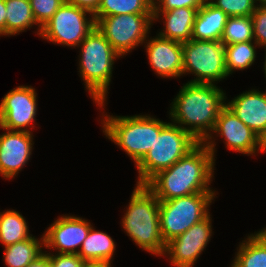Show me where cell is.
Instances as JSON below:
<instances>
[{
    "mask_svg": "<svg viewBox=\"0 0 266 267\" xmlns=\"http://www.w3.org/2000/svg\"><path fill=\"white\" fill-rule=\"evenodd\" d=\"M225 95L215 84L187 82L170 104L172 123L190 133L198 142H203L214 161L216 143L212 131L221 109L226 105Z\"/></svg>",
    "mask_w": 266,
    "mask_h": 267,
    "instance_id": "cell-1",
    "label": "cell"
},
{
    "mask_svg": "<svg viewBox=\"0 0 266 267\" xmlns=\"http://www.w3.org/2000/svg\"><path fill=\"white\" fill-rule=\"evenodd\" d=\"M215 161L203 142L168 169L154 175L145 186L158 198L166 201L195 193H215L211 189Z\"/></svg>",
    "mask_w": 266,
    "mask_h": 267,
    "instance_id": "cell-2",
    "label": "cell"
},
{
    "mask_svg": "<svg viewBox=\"0 0 266 267\" xmlns=\"http://www.w3.org/2000/svg\"><path fill=\"white\" fill-rule=\"evenodd\" d=\"M127 206L121 221L125 233L139 248L163 256L166 244L160 232L158 198L145 185L136 184Z\"/></svg>",
    "mask_w": 266,
    "mask_h": 267,
    "instance_id": "cell-3",
    "label": "cell"
},
{
    "mask_svg": "<svg viewBox=\"0 0 266 267\" xmlns=\"http://www.w3.org/2000/svg\"><path fill=\"white\" fill-rule=\"evenodd\" d=\"M79 73L92 100L105 106L115 60L121 56L95 26L78 46Z\"/></svg>",
    "mask_w": 266,
    "mask_h": 267,
    "instance_id": "cell-4",
    "label": "cell"
},
{
    "mask_svg": "<svg viewBox=\"0 0 266 267\" xmlns=\"http://www.w3.org/2000/svg\"><path fill=\"white\" fill-rule=\"evenodd\" d=\"M104 135L137 165L150 151L161 130L168 124L148 115L110 116L102 113Z\"/></svg>",
    "mask_w": 266,
    "mask_h": 267,
    "instance_id": "cell-5",
    "label": "cell"
},
{
    "mask_svg": "<svg viewBox=\"0 0 266 267\" xmlns=\"http://www.w3.org/2000/svg\"><path fill=\"white\" fill-rule=\"evenodd\" d=\"M157 138L150 151L136 165L138 185H145L154 175L171 167L199 143L190 133L172 122H168Z\"/></svg>",
    "mask_w": 266,
    "mask_h": 267,
    "instance_id": "cell-6",
    "label": "cell"
},
{
    "mask_svg": "<svg viewBox=\"0 0 266 267\" xmlns=\"http://www.w3.org/2000/svg\"><path fill=\"white\" fill-rule=\"evenodd\" d=\"M216 193H195L160 201L159 224L166 244L205 219Z\"/></svg>",
    "mask_w": 266,
    "mask_h": 267,
    "instance_id": "cell-7",
    "label": "cell"
},
{
    "mask_svg": "<svg viewBox=\"0 0 266 267\" xmlns=\"http://www.w3.org/2000/svg\"><path fill=\"white\" fill-rule=\"evenodd\" d=\"M182 49L183 74L196 76L188 83L216 85L228 77L225 45L221 41L191 39L182 43Z\"/></svg>",
    "mask_w": 266,
    "mask_h": 267,
    "instance_id": "cell-8",
    "label": "cell"
},
{
    "mask_svg": "<svg viewBox=\"0 0 266 267\" xmlns=\"http://www.w3.org/2000/svg\"><path fill=\"white\" fill-rule=\"evenodd\" d=\"M94 20L98 30L123 57L139 45H144L153 25V14H119Z\"/></svg>",
    "mask_w": 266,
    "mask_h": 267,
    "instance_id": "cell-9",
    "label": "cell"
},
{
    "mask_svg": "<svg viewBox=\"0 0 266 267\" xmlns=\"http://www.w3.org/2000/svg\"><path fill=\"white\" fill-rule=\"evenodd\" d=\"M95 26L94 16L90 12L65 1L41 27L40 37L54 44L75 48Z\"/></svg>",
    "mask_w": 266,
    "mask_h": 267,
    "instance_id": "cell-10",
    "label": "cell"
},
{
    "mask_svg": "<svg viewBox=\"0 0 266 267\" xmlns=\"http://www.w3.org/2000/svg\"><path fill=\"white\" fill-rule=\"evenodd\" d=\"M36 99L37 93L31 86L21 85L10 90L0 103L1 130L31 132L29 127H35L32 125L37 115Z\"/></svg>",
    "mask_w": 266,
    "mask_h": 267,
    "instance_id": "cell-11",
    "label": "cell"
},
{
    "mask_svg": "<svg viewBox=\"0 0 266 267\" xmlns=\"http://www.w3.org/2000/svg\"><path fill=\"white\" fill-rule=\"evenodd\" d=\"M212 233V218L209 214L186 232L167 242L163 255L169 256L172 266L193 267L210 241Z\"/></svg>",
    "mask_w": 266,
    "mask_h": 267,
    "instance_id": "cell-12",
    "label": "cell"
},
{
    "mask_svg": "<svg viewBox=\"0 0 266 267\" xmlns=\"http://www.w3.org/2000/svg\"><path fill=\"white\" fill-rule=\"evenodd\" d=\"M92 224L74 215L58 217L43 233L44 248L59 254H78Z\"/></svg>",
    "mask_w": 266,
    "mask_h": 267,
    "instance_id": "cell-13",
    "label": "cell"
},
{
    "mask_svg": "<svg viewBox=\"0 0 266 267\" xmlns=\"http://www.w3.org/2000/svg\"><path fill=\"white\" fill-rule=\"evenodd\" d=\"M212 132L224 138L228 150L248 156L262 152V140L227 105L221 109Z\"/></svg>",
    "mask_w": 266,
    "mask_h": 267,
    "instance_id": "cell-14",
    "label": "cell"
},
{
    "mask_svg": "<svg viewBox=\"0 0 266 267\" xmlns=\"http://www.w3.org/2000/svg\"><path fill=\"white\" fill-rule=\"evenodd\" d=\"M33 134L10 131L0 134V175L12 179L27 164L32 155Z\"/></svg>",
    "mask_w": 266,
    "mask_h": 267,
    "instance_id": "cell-15",
    "label": "cell"
},
{
    "mask_svg": "<svg viewBox=\"0 0 266 267\" xmlns=\"http://www.w3.org/2000/svg\"><path fill=\"white\" fill-rule=\"evenodd\" d=\"M149 64L161 78H178L183 75L182 43L159 35L145 40Z\"/></svg>",
    "mask_w": 266,
    "mask_h": 267,
    "instance_id": "cell-16",
    "label": "cell"
},
{
    "mask_svg": "<svg viewBox=\"0 0 266 267\" xmlns=\"http://www.w3.org/2000/svg\"><path fill=\"white\" fill-rule=\"evenodd\" d=\"M227 102L236 117L261 140L266 137V96L263 91L251 89Z\"/></svg>",
    "mask_w": 266,
    "mask_h": 267,
    "instance_id": "cell-17",
    "label": "cell"
},
{
    "mask_svg": "<svg viewBox=\"0 0 266 267\" xmlns=\"http://www.w3.org/2000/svg\"><path fill=\"white\" fill-rule=\"evenodd\" d=\"M197 12V8L188 7L168 11H153V22L158 21L161 16V19L165 20L163 21L165 23L163 30L157 35L181 43L190 41Z\"/></svg>",
    "mask_w": 266,
    "mask_h": 267,
    "instance_id": "cell-18",
    "label": "cell"
},
{
    "mask_svg": "<svg viewBox=\"0 0 266 267\" xmlns=\"http://www.w3.org/2000/svg\"><path fill=\"white\" fill-rule=\"evenodd\" d=\"M227 18L228 15L223 10L206 1L198 9L191 39L220 41Z\"/></svg>",
    "mask_w": 266,
    "mask_h": 267,
    "instance_id": "cell-19",
    "label": "cell"
},
{
    "mask_svg": "<svg viewBox=\"0 0 266 267\" xmlns=\"http://www.w3.org/2000/svg\"><path fill=\"white\" fill-rule=\"evenodd\" d=\"M116 250L115 241L106 232L97 231L92 226L83 241L78 255L84 261H97L112 263Z\"/></svg>",
    "mask_w": 266,
    "mask_h": 267,
    "instance_id": "cell-20",
    "label": "cell"
},
{
    "mask_svg": "<svg viewBox=\"0 0 266 267\" xmlns=\"http://www.w3.org/2000/svg\"><path fill=\"white\" fill-rule=\"evenodd\" d=\"M5 5V36L18 35L34 25L38 26L37 35L40 36L41 27L33 16L30 0H5Z\"/></svg>",
    "mask_w": 266,
    "mask_h": 267,
    "instance_id": "cell-21",
    "label": "cell"
},
{
    "mask_svg": "<svg viewBox=\"0 0 266 267\" xmlns=\"http://www.w3.org/2000/svg\"><path fill=\"white\" fill-rule=\"evenodd\" d=\"M35 236L4 247V263L7 267H26L44 251V235Z\"/></svg>",
    "mask_w": 266,
    "mask_h": 267,
    "instance_id": "cell-22",
    "label": "cell"
},
{
    "mask_svg": "<svg viewBox=\"0 0 266 267\" xmlns=\"http://www.w3.org/2000/svg\"><path fill=\"white\" fill-rule=\"evenodd\" d=\"M239 244L231 267H266V241L252 233Z\"/></svg>",
    "mask_w": 266,
    "mask_h": 267,
    "instance_id": "cell-23",
    "label": "cell"
},
{
    "mask_svg": "<svg viewBox=\"0 0 266 267\" xmlns=\"http://www.w3.org/2000/svg\"><path fill=\"white\" fill-rule=\"evenodd\" d=\"M28 224L18 211L5 210L0 212V242L8 246L32 237Z\"/></svg>",
    "mask_w": 266,
    "mask_h": 267,
    "instance_id": "cell-24",
    "label": "cell"
},
{
    "mask_svg": "<svg viewBox=\"0 0 266 267\" xmlns=\"http://www.w3.org/2000/svg\"><path fill=\"white\" fill-rule=\"evenodd\" d=\"M119 14H153V0H101L94 18Z\"/></svg>",
    "mask_w": 266,
    "mask_h": 267,
    "instance_id": "cell-25",
    "label": "cell"
},
{
    "mask_svg": "<svg viewBox=\"0 0 266 267\" xmlns=\"http://www.w3.org/2000/svg\"><path fill=\"white\" fill-rule=\"evenodd\" d=\"M255 41L239 42L225 45L226 70L228 76L236 70L248 69L255 62Z\"/></svg>",
    "mask_w": 266,
    "mask_h": 267,
    "instance_id": "cell-26",
    "label": "cell"
},
{
    "mask_svg": "<svg viewBox=\"0 0 266 267\" xmlns=\"http://www.w3.org/2000/svg\"><path fill=\"white\" fill-rule=\"evenodd\" d=\"M220 41L224 45L254 41L252 17H228Z\"/></svg>",
    "mask_w": 266,
    "mask_h": 267,
    "instance_id": "cell-27",
    "label": "cell"
},
{
    "mask_svg": "<svg viewBox=\"0 0 266 267\" xmlns=\"http://www.w3.org/2000/svg\"><path fill=\"white\" fill-rule=\"evenodd\" d=\"M209 2L223 10L228 17L251 16L259 5L255 0H209Z\"/></svg>",
    "mask_w": 266,
    "mask_h": 267,
    "instance_id": "cell-28",
    "label": "cell"
},
{
    "mask_svg": "<svg viewBox=\"0 0 266 267\" xmlns=\"http://www.w3.org/2000/svg\"><path fill=\"white\" fill-rule=\"evenodd\" d=\"M65 0H30L36 23L42 27L48 22Z\"/></svg>",
    "mask_w": 266,
    "mask_h": 267,
    "instance_id": "cell-29",
    "label": "cell"
},
{
    "mask_svg": "<svg viewBox=\"0 0 266 267\" xmlns=\"http://www.w3.org/2000/svg\"><path fill=\"white\" fill-rule=\"evenodd\" d=\"M251 17L254 41L259 45V48L266 47V5H258Z\"/></svg>",
    "mask_w": 266,
    "mask_h": 267,
    "instance_id": "cell-30",
    "label": "cell"
},
{
    "mask_svg": "<svg viewBox=\"0 0 266 267\" xmlns=\"http://www.w3.org/2000/svg\"><path fill=\"white\" fill-rule=\"evenodd\" d=\"M205 2V0H153V11H168L181 7L199 9Z\"/></svg>",
    "mask_w": 266,
    "mask_h": 267,
    "instance_id": "cell-31",
    "label": "cell"
},
{
    "mask_svg": "<svg viewBox=\"0 0 266 267\" xmlns=\"http://www.w3.org/2000/svg\"><path fill=\"white\" fill-rule=\"evenodd\" d=\"M51 267H82L84 260L78 254L47 253Z\"/></svg>",
    "mask_w": 266,
    "mask_h": 267,
    "instance_id": "cell-32",
    "label": "cell"
},
{
    "mask_svg": "<svg viewBox=\"0 0 266 267\" xmlns=\"http://www.w3.org/2000/svg\"><path fill=\"white\" fill-rule=\"evenodd\" d=\"M94 15L97 12L101 0H65Z\"/></svg>",
    "mask_w": 266,
    "mask_h": 267,
    "instance_id": "cell-33",
    "label": "cell"
},
{
    "mask_svg": "<svg viewBox=\"0 0 266 267\" xmlns=\"http://www.w3.org/2000/svg\"><path fill=\"white\" fill-rule=\"evenodd\" d=\"M44 251L34 261L29 263L26 267H51L49 255Z\"/></svg>",
    "mask_w": 266,
    "mask_h": 267,
    "instance_id": "cell-34",
    "label": "cell"
},
{
    "mask_svg": "<svg viewBox=\"0 0 266 267\" xmlns=\"http://www.w3.org/2000/svg\"><path fill=\"white\" fill-rule=\"evenodd\" d=\"M6 5L5 0H0V35L5 36V22H6Z\"/></svg>",
    "mask_w": 266,
    "mask_h": 267,
    "instance_id": "cell-35",
    "label": "cell"
},
{
    "mask_svg": "<svg viewBox=\"0 0 266 267\" xmlns=\"http://www.w3.org/2000/svg\"><path fill=\"white\" fill-rule=\"evenodd\" d=\"M82 267H112L108 262L84 261Z\"/></svg>",
    "mask_w": 266,
    "mask_h": 267,
    "instance_id": "cell-36",
    "label": "cell"
},
{
    "mask_svg": "<svg viewBox=\"0 0 266 267\" xmlns=\"http://www.w3.org/2000/svg\"><path fill=\"white\" fill-rule=\"evenodd\" d=\"M256 233L259 234L266 241V227Z\"/></svg>",
    "mask_w": 266,
    "mask_h": 267,
    "instance_id": "cell-37",
    "label": "cell"
},
{
    "mask_svg": "<svg viewBox=\"0 0 266 267\" xmlns=\"http://www.w3.org/2000/svg\"><path fill=\"white\" fill-rule=\"evenodd\" d=\"M266 152V137L262 140V153Z\"/></svg>",
    "mask_w": 266,
    "mask_h": 267,
    "instance_id": "cell-38",
    "label": "cell"
},
{
    "mask_svg": "<svg viewBox=\"0 0 266 267\" xmlns=\"http://www.w3.org/2000/svg\"><path fill=\"white\" fill-rule=\"evenodd\" d=\"M265 49V61H264V66H263V69H264V74H265V78H266V47H264Z\"/></svg>",
    "mask_w": 266,
    "mask_h": 267,
    "instance_id": "cell-39",
    "label": "cell"
},
{
    "mask_svg": "<svg viewBox=\"0 0 266 267\" xmlns=\"http://www.w3.org/2000/svg\"><path fill=\"white\" fill-rule=\"evenodd\" d=\"M255 1H256L257 4L259 2V5H266V0H255Z\"/></svg>",
    "mask_w": 266,
    "mask_h": 267,
    "instance_id": "cell-40",
    "label": "cell"
}]
</instances>
